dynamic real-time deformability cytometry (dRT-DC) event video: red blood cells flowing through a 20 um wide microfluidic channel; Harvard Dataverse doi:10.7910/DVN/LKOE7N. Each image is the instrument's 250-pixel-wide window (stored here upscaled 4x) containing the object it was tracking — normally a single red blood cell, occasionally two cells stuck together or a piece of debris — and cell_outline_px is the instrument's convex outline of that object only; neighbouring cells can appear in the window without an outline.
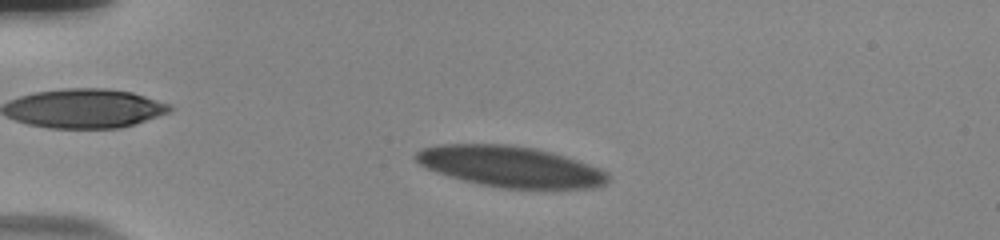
{"species": "human", "species_latin": "Homo sapiens", "temperature_condition": "room temperature", "stored_images_in_passage": 55, "camera_frame_rate_fps": 3000, "um_per_image_px": 0.085, "donor": {"sex": "male"}, "frame": {"image": 1, "passage_image": 11, "time_ms": 3.333, "image_size_px": [1000, 240], "cell_outline_px": [[608, 180], [604, 184], [592, 188], [552, 192], [500, 188], [480, 184], [448, 176], [428, 168], [420, 164], [412, 156], [420, 148], [444, 144], [512, 144], [536, 148], [552, 152], [588, 164], [608, 172]], "centroid_in_image_um": [43.44, 14.2], "position_along_channel_um": 41.6, "area_um2": 46.99}}
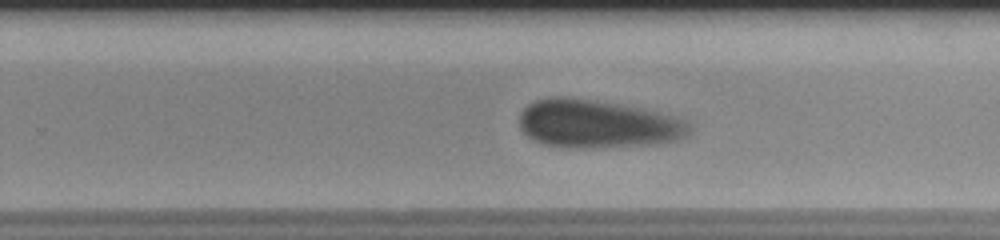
{"frame": {"image": 2, "passage_image": 35, "time_ms": 11.333, "image_size_px": [1000, 240], "cell_outline_px": [[692, 128], [684, 136], [672, 140], [656, 144], [544, 144], [528, 136], [520, 128], [520, 112], [528, 104], [536, 100], [548, 96], [568, 96], [624, 104], [688, 120], [692, 124]], "centroid_in_image_um": [50.78, 10.44], "position_along_channel_um": 279.0, "area_um2": 46.07}}
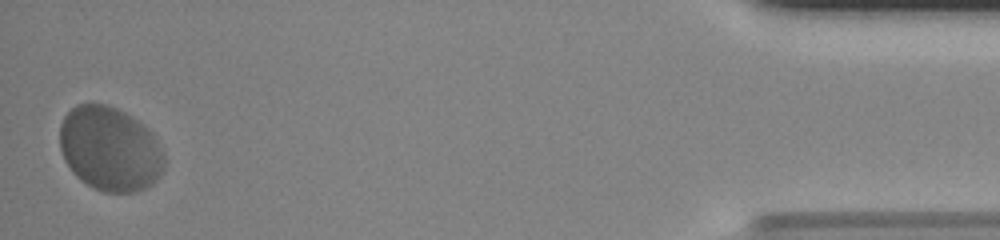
{"frame": {"image": 3, "passage_image": 54, "time_ms": 17.667, "image_size_px": [1000, 240], "cell_outline_px": [[164, 168], [156, 180], [152, 184], [144, 188], [132, 192], [104, 192], [80, 180], [72, 172], [64, 160], [60, 148], [60, 124], [64, 116], [76, 104], [108, 104], [132, 116], [144, 124], [152, 132], [164, 152]], "centroid_in_image_um": [9.34, 12.64], "position_along_channel_um": 425.9, "area_um2": 51.62}, "authors_computed_cell_mechanics": {"area_um2": 48.2052, "velocity_mm_per_s": 3.5124, "shape_relaxation_time_tau1_ms": 1.9604, "shape_relaxation_time_tau2_ms": 0.8921, "deformation_change_tau1": 0.0783, "deformation_change_tau2": 0.0623}}